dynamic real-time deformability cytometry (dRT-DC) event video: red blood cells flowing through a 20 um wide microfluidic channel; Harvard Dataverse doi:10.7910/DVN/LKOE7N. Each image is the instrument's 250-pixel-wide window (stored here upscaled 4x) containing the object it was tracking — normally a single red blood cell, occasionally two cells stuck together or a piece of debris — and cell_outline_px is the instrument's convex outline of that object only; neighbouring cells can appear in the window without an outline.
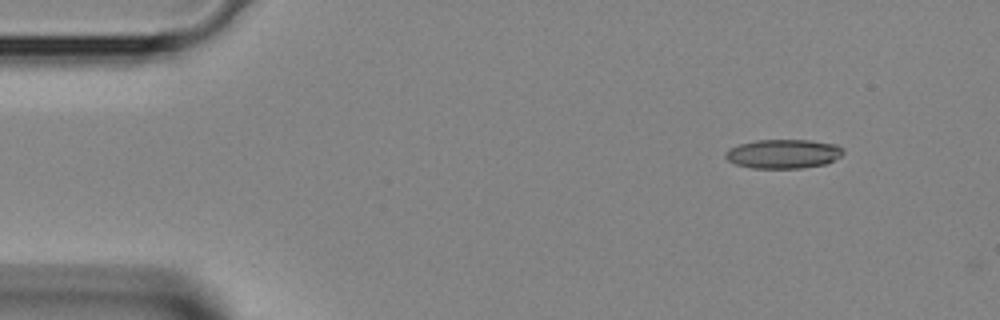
{"species": "Egyptian fruit bat (a non-hibernating species)", "species_latin": "Rousettus aegyptiacus", "temperature_condition": "room temperature", "stored_images_in_passage": 4, "camera_frame_rate_fps": 3000, "um_per_image_px": 0.085, "animal": {"sex": "female"}, "frame": {"image": 1, "passage_image": 2, "time_ms": 0.333, "image_size_px": [1000, 320], "cell_outline_px": [[844, 152], [840, 156], [824, 164], [804, 168], [752, 168], [736, 164], [728, 160], [724, 156], [724, 152], [728, 148], [740, 144], [756, 140], [812, 140], [836, 144], [844, 148]], "centroid_in_image_um": [66.57, 13.07], "position_along_channel_um": 18.4, "area_um2": 20.06}}